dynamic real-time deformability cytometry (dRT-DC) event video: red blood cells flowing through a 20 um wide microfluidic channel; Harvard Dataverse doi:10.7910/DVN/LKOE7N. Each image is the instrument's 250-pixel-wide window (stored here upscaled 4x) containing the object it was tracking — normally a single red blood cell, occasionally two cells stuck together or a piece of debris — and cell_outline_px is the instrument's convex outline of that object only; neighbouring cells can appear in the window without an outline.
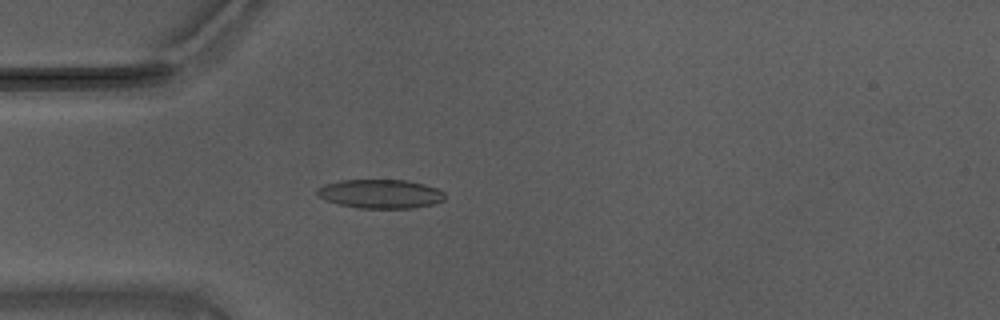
{"species": "Egyptian fruit bat (a non-hibernating species)", "species_latin": "Rousettus aegyptiacus", "temperature_condition": "warm", "stored_images_in_passage": 56, "camera_frame_rate_fps": 3000, "um_per_image_px": 0.085, "animal": {"sex": "male"}, "frame": {"image": 1, "passage_image": 16, "time_ms": 5.0, "image_size_px": [1000, 320], "cell_outline_px": [[444, 200], [432, 204], [412, 208], [356, 208], [324, 200], [316, 192], [324, 184], [340, 180], [408, 180], [424, 184], [436, 188], [444, 192]], "centroid_in_image_um": [32.34, 16.47], "position_along_channel_um": 52.7, "area_um2": 21.44}}
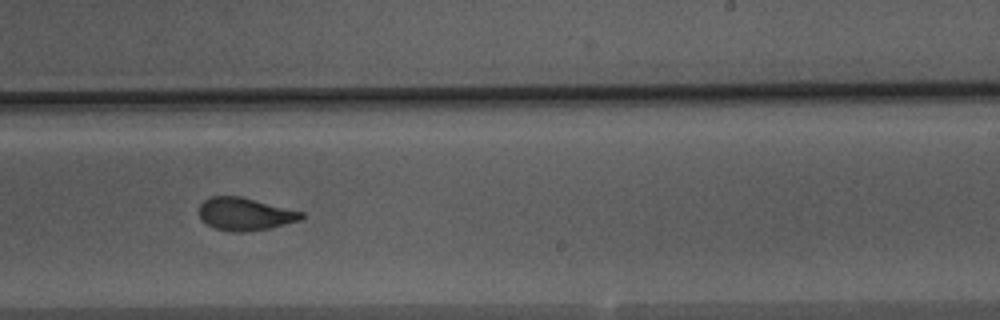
{"frame": {"image": 2, "passage_image": 34, "time_ms": 11.0, "image_size_px": [1000, 320], "cell_outline_px": [[304, 216], [300, 220], [268, 228], [248, 232], [232, 232], [212, 228], [200, 220], [200, 204], [204, 200], [212, 196], [240, 196], [304, 212]], "centroid_in_image_um": [20.79, 18.2], "position_along_channel_um": 268.2, "area_um2": 19.54}}
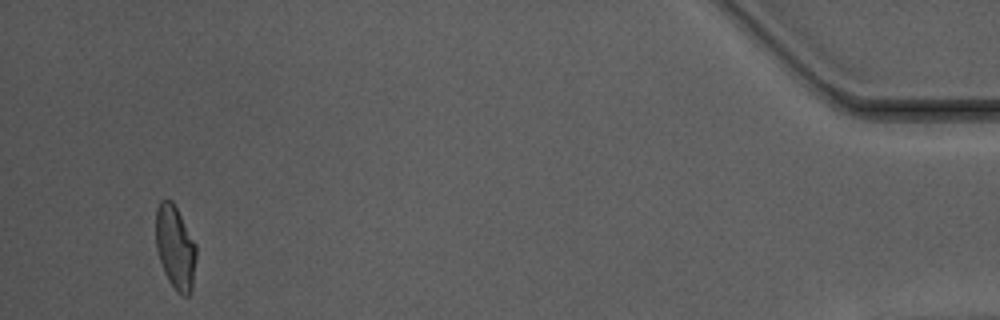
{"frame": {"image": 3, "passage_image": 53, "time_ms": 17.333, "image_size_px": [1000, 320], "cell_outline_px": [[196, 260], [192, 288], [188, 296], [184, 296], [176, 292], [168, 280], [164, 272], [156, 248], [156, 208], [160, 200], [172, 200], [196, 244]], "centroid_in_image_um": [14.9, 21.04], "position_along_channel_um": 420.3, "area_um2": 19.71}, "authors_computed_cell_mechanics": {"area_um2": 20.2011, "velocity_mm_per_s": 3.7142, "shape_relaxation_time_tau1_ms": 5.7747, "shape_relaxation_time_tau2_ms": 1.2723, "deformation_change_tau1": 0.1663, "deformation_change_tau2": 0.0757}}